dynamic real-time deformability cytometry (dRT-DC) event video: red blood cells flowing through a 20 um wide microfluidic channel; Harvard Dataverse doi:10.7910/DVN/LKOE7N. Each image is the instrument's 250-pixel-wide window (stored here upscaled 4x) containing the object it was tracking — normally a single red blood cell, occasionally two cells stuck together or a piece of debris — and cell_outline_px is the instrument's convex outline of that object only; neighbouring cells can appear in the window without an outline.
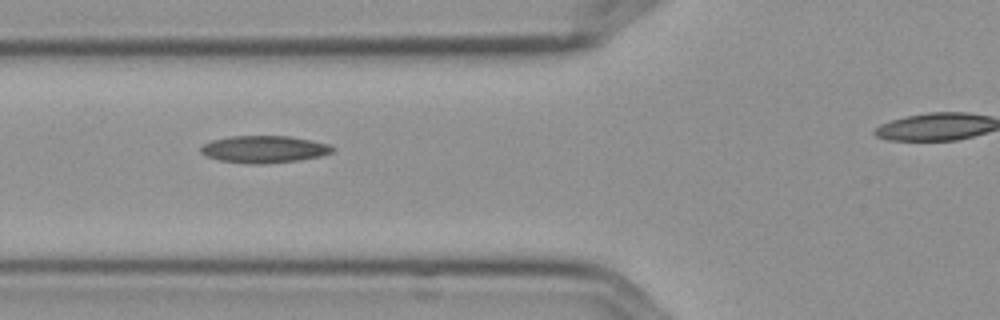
{"species": "Egyptian fruit bat (a non-hibernating species)", "species_latin": "Rousettus aegyptiacus", "temperature_condition": "cold", "stored_images_in_passage": 10, "camera_frame_rate_fps": 3000, "um_per_image_px": 0.085, "frame": {"image": 1, "passage_image": 2, "time_ms": 0.333, "image_size_px": [1000, 320], "cell_outline_px": [[336, 148], [332, 152], [320, 156], [296, 160], [264, 164], [244, 164], [220, 160], [208, 156], [200, 152], [200, 148], [204, 144], [212, 140], [232, 136], [288, 136], [312, 140], [328, 144]], "centroid_in_image_um": [22.45, 12.69], "position_along_channel_um": 103.4, "area_um2": 20.75}}
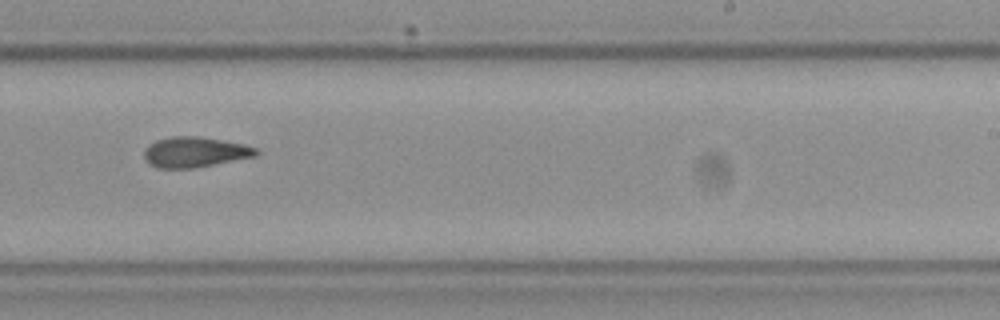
{"frame": {"image": 2, "passage_image": 6, "time_ms": 1.667, "image_size_px": [1000, 320], "cell_outline_px": [[260, 152], [256, 156], [196, 168], [156, 168], [148, 164], [144, 160], [144, 148], [148, 144], [156, 140], [172, 136], [200, 136], [240, 144], [256, 148]], "centroid_in_image_um": [16.5, 12.94], "position_along_channel_um": 272.5, "area_um2": 19.94}}
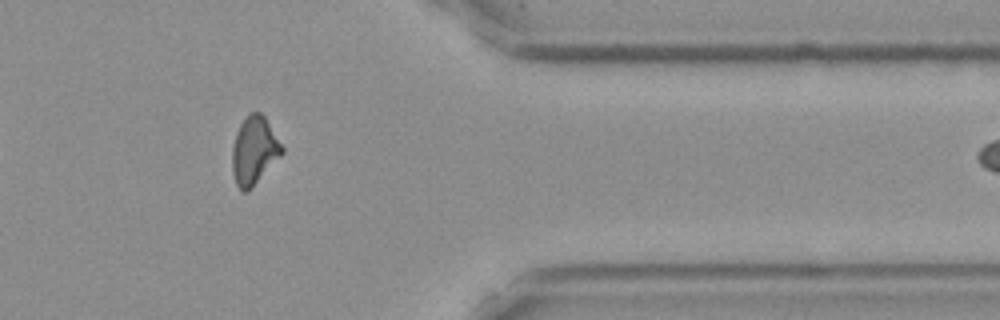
{"frame": {"image": 3, "passage_image": 9, "time_ms": 2.667, "image_size_px": [1000, 320], "cell_outline_px": [[284, 152], [252, 188], [248, 192], [244, 192], [236, 184], [232, 172], [232, 148], [236, 132], [240, 124], [248, 112], [260, 112], [264, 116], [284, 148]], "centroid_in_image_um": [21.59, 12.8], "position_along_channel_um": 389.8, "area_um2": 19.71}}